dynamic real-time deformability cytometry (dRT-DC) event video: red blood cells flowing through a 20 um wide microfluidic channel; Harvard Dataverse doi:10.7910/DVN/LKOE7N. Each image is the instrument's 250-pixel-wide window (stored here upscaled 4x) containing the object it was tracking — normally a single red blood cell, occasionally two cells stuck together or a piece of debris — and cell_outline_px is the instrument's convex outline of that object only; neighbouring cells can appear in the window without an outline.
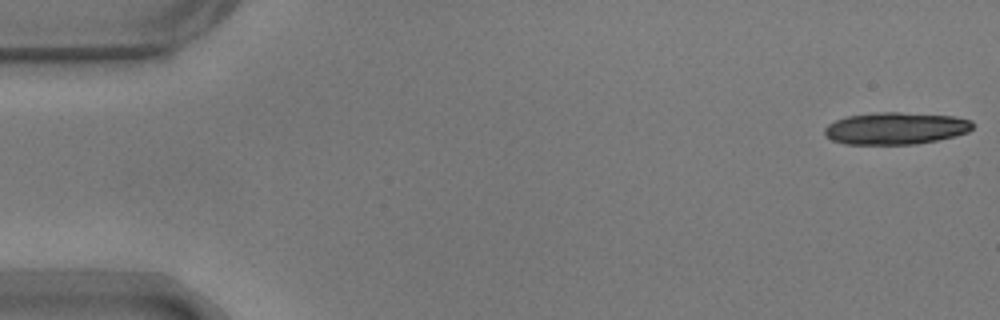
{"species": "common noctule bat (a hibernating species)", "species_latin": "Nyctalus noctula", "temperature_condition": "warm", "stored_images_in_passage": 18, "camera_frame_rate_fps": 3000, "um_per_image_px": 0.085, "animal": {"sex": "male", "body_mass_g": 17.9}, "frame": {"image": 1, "passage_image": 1, "time_ms": 0.0, "image_size_px": [1000, 320], "cell_outline_px": [[972, 128], [968, 132], [936, 140], [916, 144], [844, 144], [832, 140], [824, 136], [824, 128], [828, 124], [836, 120], [848, 116], [876, 112], [900, 112], [952, 116], [972, 120]], "centroid_in_image_um": [76.09, 10.91], "position_along_channel_um": 8.9, "area_um2": 27.63}}